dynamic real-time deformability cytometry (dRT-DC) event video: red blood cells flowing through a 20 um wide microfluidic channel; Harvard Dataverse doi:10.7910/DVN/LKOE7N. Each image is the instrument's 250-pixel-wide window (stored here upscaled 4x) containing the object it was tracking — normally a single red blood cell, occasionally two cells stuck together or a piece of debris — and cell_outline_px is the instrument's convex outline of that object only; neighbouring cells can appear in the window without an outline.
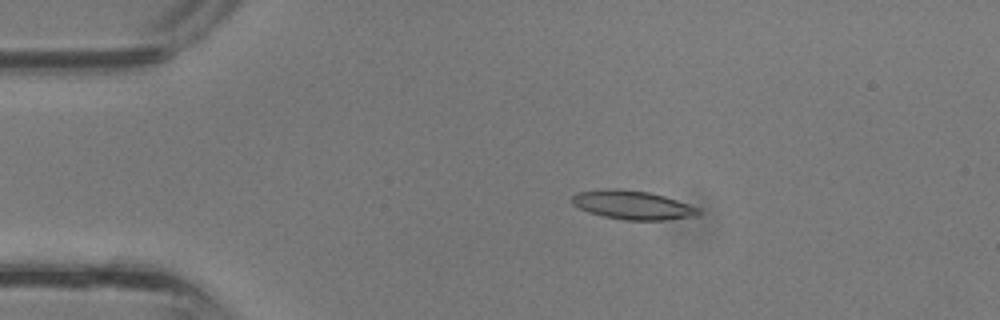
{"species": "common noctule bat (a hibernating species)", "species_latin": "Nyctalus noctula", "temperature_condition": "room temperature", "stored_images_in_passage": 30, "camera_frame_rate_fps": 3000, "um_per_image_px": 0.085, "animal": {"sex": "male", "body_mass_g": 13.3}, "frame": {"image": 1, "passage_image": 1, "time_ms": 0.0, "image_size_px": [1000, 320], "cell_outline_px": [[700, 212], [696, 216], [664, 220], [624, 220], [604, 216], [588, 212], [572, 204], [572, 196], [576, 192], [604, 188], [620, 188], [648, 192], [664, 196], [688, 204], [696, 208]], "centroid_in_image_um": [53.71, 17.41], "position_along_channel_um": 31.3, "area_um2": 21.15}}
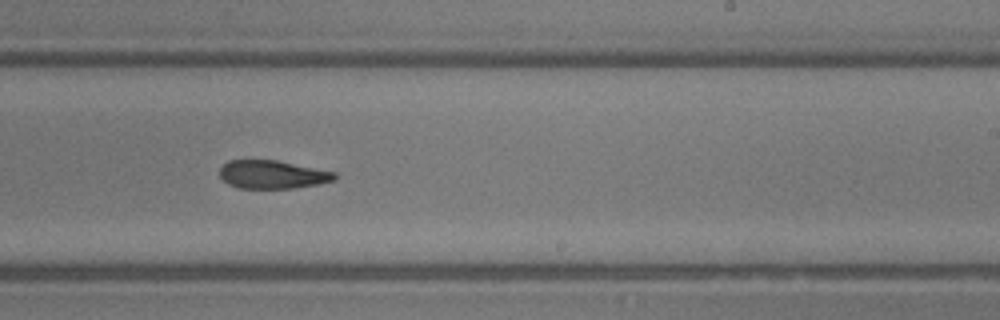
{"frame": {"image": 2, "passage_image": 16, "time_ms": 5.0, "image_size_px": [1000, 320], "cell_outline_px": [[336, 180], [316, 184], [292, 188], [240, 188], [228, 184], [220, 176], [220, 168], [228, 160], [276, 160], [336, 172]], "centroid_in_image_um": [23.15, 14.83], "position_along_channel_um": 265.8, "area_um2": 18.79}}
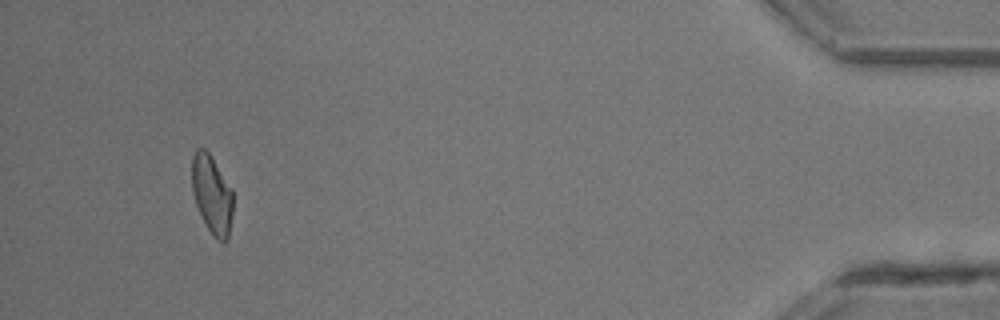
{"frame": {"image": 3, "passage_image": 28, "time_ms": 9.0, "image_size_px": [1000, 320], "cell_outline_px": [[232, 212], [228, 240], [224, 244], [216, 240], [208, 228], [196, 204], [192, 192], [192, 156], [196, 148], [204, 148], [212, 156], [232, 188]], "centroid_in_image_um": [18.02, 16.52], "position_along_channel_um": 417.2, "area_um2": 18.9}}